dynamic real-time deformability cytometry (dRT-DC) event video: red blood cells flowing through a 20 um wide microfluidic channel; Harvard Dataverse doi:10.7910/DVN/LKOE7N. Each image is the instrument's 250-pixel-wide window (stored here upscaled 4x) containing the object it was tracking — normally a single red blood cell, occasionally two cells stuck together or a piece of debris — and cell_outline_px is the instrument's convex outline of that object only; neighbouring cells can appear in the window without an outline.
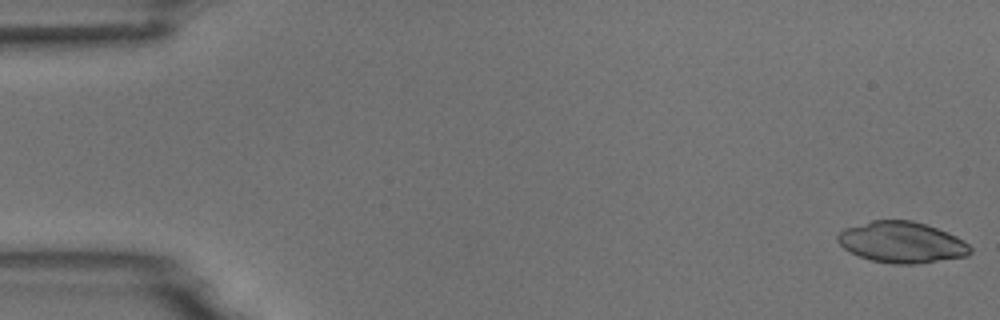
{"species": "common noctule bat (a hibernating species)", "species_latin": "Nyctalus noctula", "temperature_condition": "room temperature", "stored_images_in_passage": 54, "camera_frame_rate_fps": 3000, "um_per_image_px": 0.085, "animal": {"sex": "male", "body_mass_g": 18.8}, "frame": {"image": 1, "passage_image": 1, "time_ms": 0.0, "image_size_px": [1000, 320], "cell_outline_px": [[972, 252], [968, 256], [916, 264], [892, 264], [872, 260], [860, 256], [844, 248], [836, 240], [836, 236], [844, 228], [872, 220], [912, 220], [928, 224], [948, 232], [964, 240], [972, 248]], "centroid_in_image_um": [76.68, 20.59], "position_along_channel_um": 8.3, "area_um2": 31.96}}